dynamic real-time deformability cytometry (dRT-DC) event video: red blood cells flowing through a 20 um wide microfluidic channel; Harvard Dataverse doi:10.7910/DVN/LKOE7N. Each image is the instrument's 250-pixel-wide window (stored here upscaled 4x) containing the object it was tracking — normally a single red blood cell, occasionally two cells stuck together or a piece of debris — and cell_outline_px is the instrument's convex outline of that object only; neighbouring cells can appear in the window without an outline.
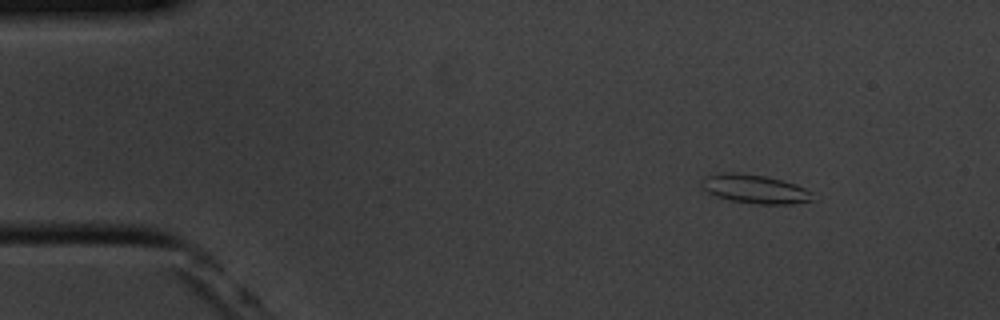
{"species": "common noctule bat (a hibernating species)", "species_latin": "Nyctalus noctula", "temperature_condition": "cold", "stored_images_in_passage": 21, "camera_frame_rate_fps": 3000, "um_per_image_px": 0.085, "animal": {"sex": "male", "body_mass_g": 20.1, "forearm_length_mm": 53.5}, "frame": {"image": 1, "passage_image": 2, "time_ms": 0.333, "image_size_px": [1000, 320], "cell_outline_px": [[812, 200], [792, 204], [760, 204], [728, 200], [716, 196], [700, 188], [704, 176], [720, 172], [736, 172], [764, 176], [784, 180], [796, 184], [812, 192]], "centroid_in_image_um": [64.12, 16.05], "position_along_channel_um": 20.9, "area_um2": 18.73}}
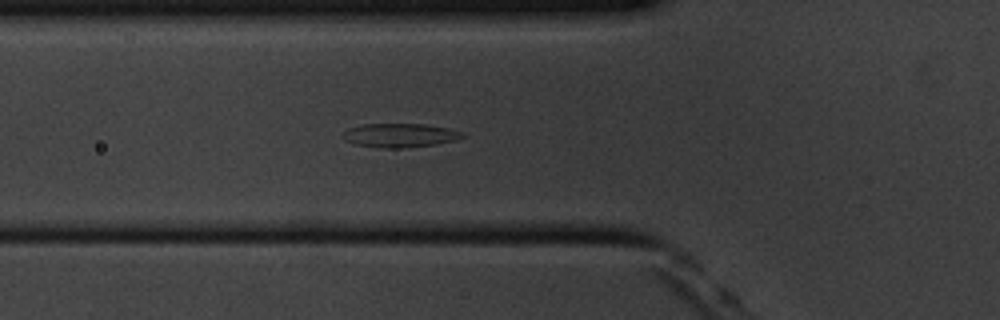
{"frame": {"image": 2, "passage_image": 15, "time_ms": 4.667, "image_size_px": [1000, 320], "cell_outline_px": [[464, 136], [456, 140], [436, 144], [408, 148], [380, 148], [352, 144], [344, 140], [340, 136], [348, 128], [364, 124], [424, 124], [448, 128], [464, 132]], "centroid_in_image_um": [33.95, 11.51], "position_along_channel_um": 91.8, "area_um2": 16.88}}
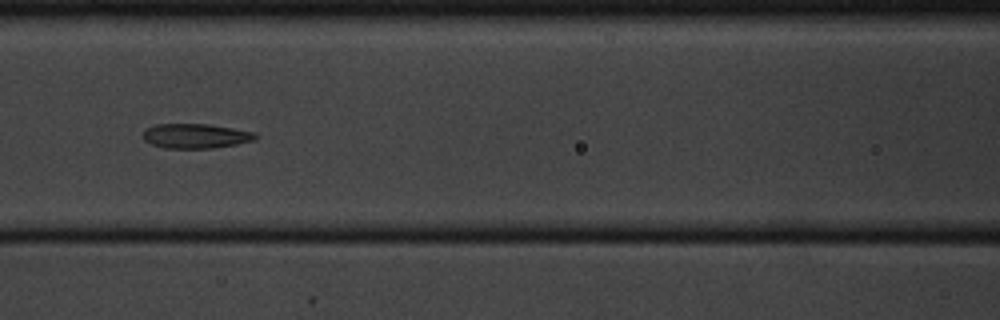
{"frame": {"image": 3, "passage_image": 20, "time_ms": 6.333, "image_size_px": [1000, 320], "cell_outline_px": [[260, 136], [256, 140], [236, 144], [212, 148], [164, 148], [152, 144], [144, 140], [144, 128], [156, 124], [208, 124], [256, 132]], "centroid_in_image_um": [16.66, 11.55], "position_along_channel_um": 149.9, "area_um2": 16.24}}